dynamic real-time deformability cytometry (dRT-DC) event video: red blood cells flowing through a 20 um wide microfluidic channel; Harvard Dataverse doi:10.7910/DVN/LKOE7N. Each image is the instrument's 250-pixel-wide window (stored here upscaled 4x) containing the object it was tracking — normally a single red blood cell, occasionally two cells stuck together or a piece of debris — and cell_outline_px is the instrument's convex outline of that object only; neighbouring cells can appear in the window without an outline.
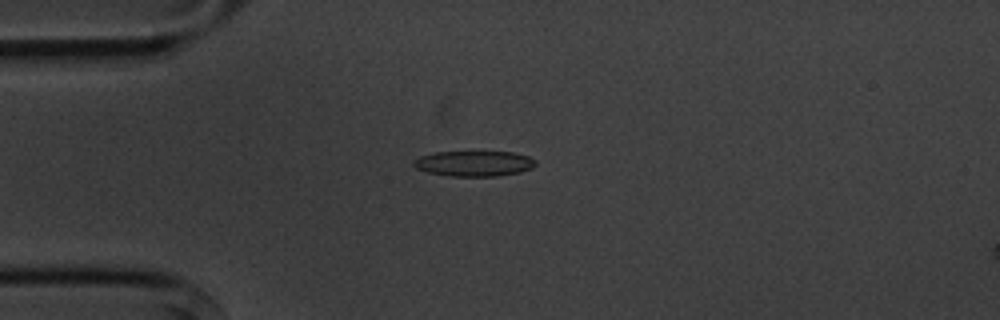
{"species": "common noctule bat (a hibernating species)", "species_latin": "Nyctalus noctula", "temperature_condition": "cold", "stored_images_in_passage": 3, "camera_frame_rate_fps": 3000, "um_per_image_px": 0.085, "animal": {"sex": "male", "body_mass_g": 20.1, "forearm_length_mm": 53.5}, "frame": {"image": 1, "passage_image": 1, "time_ms": 0.0, "image_size_px": [1000, 320], "cell_outline_px": [[536, 164], [532, 168], [520, 172], [496, 176], [452, 176], [428, 172], [416, 168], [412, 164], [420, 156], [436, 152], [512, 152], [528, 156], [536, 160]], "centroid_in_image_um": [40.32, 13.9], "position_along_channel_um": 44.7, "area_um2": 17.92}}
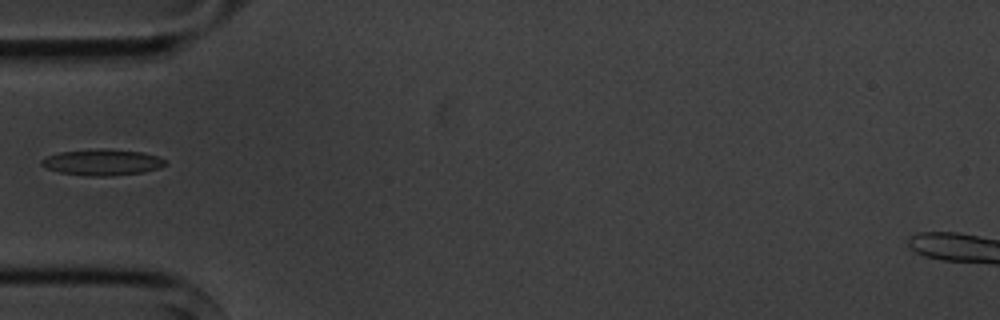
{"frame": {"image": 2, "passage_image": 2, "time_ms": 1.333, "image_size_px": [1000, 320], "cell_outline_px": [[168, 164], [160, 168], [144, 172], [112, 176], [88, 176], [60, 172], [44, 168], [40, 164], [40, 160], [48, 156], [60, 152], [100, 148], [104, 148], [144, 152], [168, 160]], "centroid_in_image_um": [8.73, 13.79], "position_along_channel_um": 76.3, "area_um2": 19.13}}
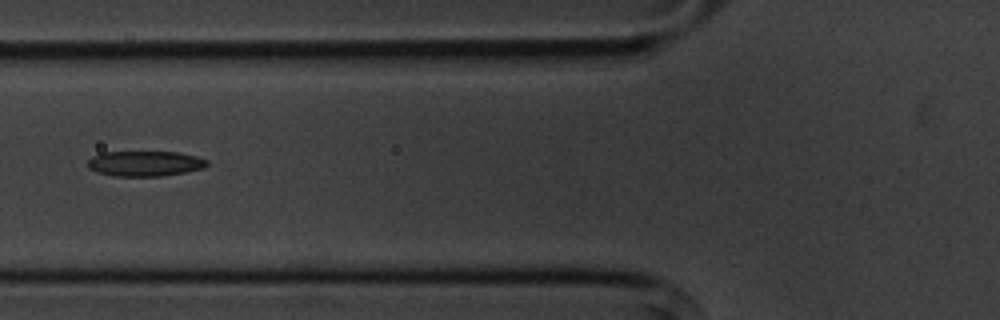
{"frame": {"image": 3, "passage_image": 3, "time_ms": 2.333, "image_size_px": [1000, 320], "cell_outline_px": [[208, 164], [204, 168], [184, 172], [160, 176], [116, 176], [96, 172], [88, 168], [88, 160], [92, 156], [100, 152], [180, 152], [196, 156], [208, 160]], "centroid_in_image_um": [12.31, 13.89], "position_along_channel_um": 113.5, "area_um2": 17.63}}